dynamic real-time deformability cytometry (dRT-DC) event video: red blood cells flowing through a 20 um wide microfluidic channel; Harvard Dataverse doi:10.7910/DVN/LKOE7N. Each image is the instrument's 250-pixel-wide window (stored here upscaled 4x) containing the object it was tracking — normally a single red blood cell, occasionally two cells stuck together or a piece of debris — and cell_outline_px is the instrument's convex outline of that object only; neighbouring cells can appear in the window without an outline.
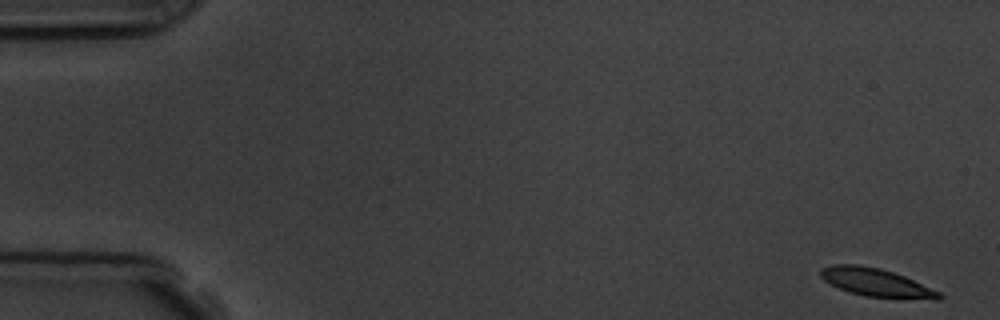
{"species": "common noctule bat (a hibernating species)", "species_latin": "Nyctalus noctula", "temperature_condition": "room temperature", "stored_images_in_passage": 3, "segment_of_instrument_passage": [2, 2], "camera_frame_rate_fps": 3000, "um_per_image_px": 0.085, "animal": {"sex": "male", "body_mass_g": 19.5, "forearm_length_mm": 54.6}, "frame": {"image": 1, "passage_image": 3, "time_ms": 3.333, "image_size_px": [1000, 320], "cell_outline_px": [[944, 296], [940, 300], [900, 300], [864, 296], [840, 288], [824, 280], [820, 276], [820, 268], [832, 264], [856, 264], [880, 268], [904, 276], [940, 292]], "centroid_in_image_um": [74.54, 24.05], "position_along_channel_um": 10.5, "area_um2": 19.83}}